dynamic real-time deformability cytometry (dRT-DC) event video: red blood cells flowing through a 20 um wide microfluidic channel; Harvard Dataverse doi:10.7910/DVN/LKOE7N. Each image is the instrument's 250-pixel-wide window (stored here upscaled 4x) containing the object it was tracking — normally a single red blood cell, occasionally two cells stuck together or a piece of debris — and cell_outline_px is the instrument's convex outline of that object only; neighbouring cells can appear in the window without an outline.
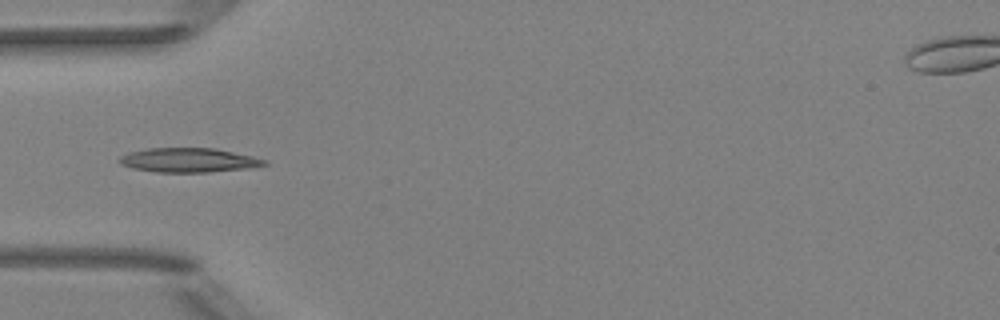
{"species": "Egyptian fruit bat (a non-hibernating species)", "species_latin": "Rousettus aegyptiacus", "temperature_condition": "room temperature", "stored_images_in_passage": 8, "camera_frame_rate_fps": 3000, "um_per_image_px": 0.085, "animal": {"sex": "female"}, "frame": {"image": 1, "passage_image": 4, "time_ms": 3.333, "image_size_px": [1000, 320], "cell_outline_px": [[268, 164], [248, 168], [208, 172], [156, 172], [132, 168], [120, 164], [116, 160], [120, 156], [128, 152], [148, 148], [212, 148], [252, 156], [268, 160]], "centroid_in_image_um": [15.99, 13.61], "position_along_channel_um": 69.0, "area_um2": 20.52}}
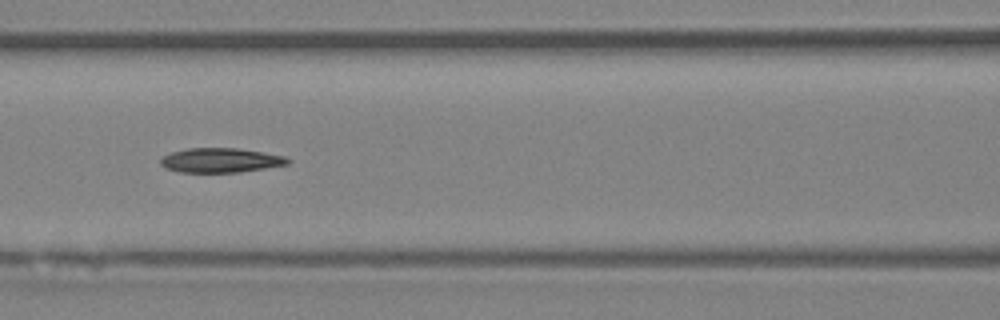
{"frame": {"image": 2, "passage_image": 6, "time_ms": 5.333, "image_size_px": [1000, 320], "cell_outline_px": [[292, 160], [288, 164], [240, 172], [180, 172], [164, 168], [160, 164], [160, 160], [164, 156], [172, 152], [188, 148], [236, 148], [284, 156]], "centroid_in_image_um": [18.73, 13.63], "position_along_channel_um": 147.9, "area_um2": 17.98}}
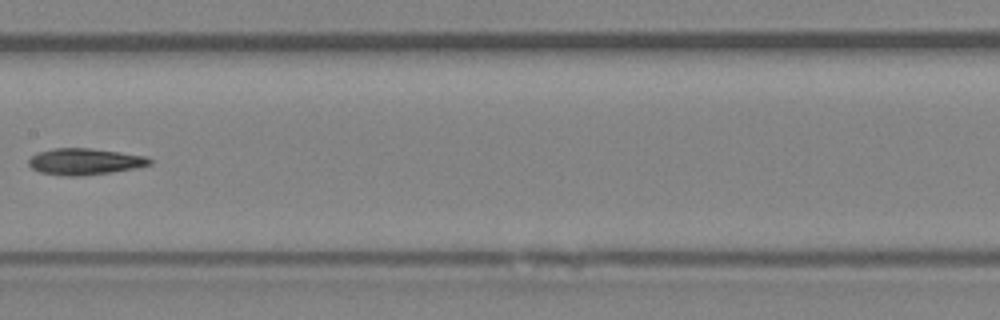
{"frame": {"image": 3, "passage_image": 7, "time_ms": 6.667, "image_size_px": [1000, 320], "cell_outline_px": [[152, 164], [136, 168], [112, 172], [76, 176], [68, 176], [40, 172], [32, 168], [28, 164], [28, 160], [36, 152], [52, 148], [88, 148], [120, 152], [148, 156], [152, 160]], "centroid_in_image_um": [7.22, 13.72], "position_along_channel_um": 200.2, "area_um2": 18.67}}